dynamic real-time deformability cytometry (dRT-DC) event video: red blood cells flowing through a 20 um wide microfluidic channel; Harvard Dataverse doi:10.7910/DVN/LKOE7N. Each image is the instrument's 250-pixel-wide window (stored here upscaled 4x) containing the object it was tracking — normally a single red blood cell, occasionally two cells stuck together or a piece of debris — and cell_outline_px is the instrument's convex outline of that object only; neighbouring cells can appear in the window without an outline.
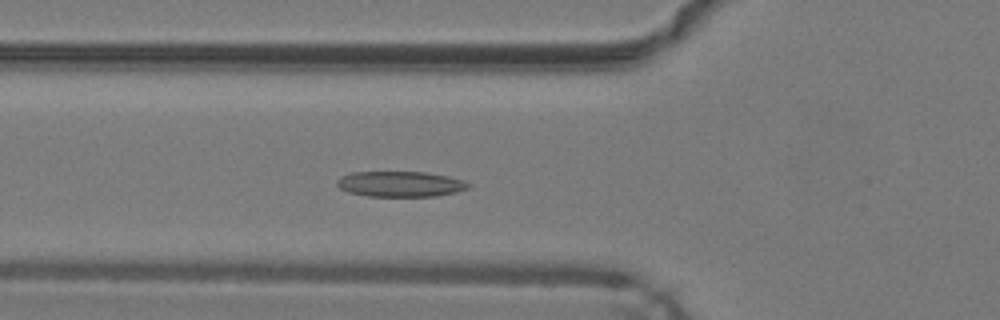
{"species": "common noctule bat (a hibernating species)", "species_latin": "Nyctalus noctula", "temperature_condition": "warm", "stored_images_in_passage": 30, "camera_frame_rate_fps": 3000, "um_per_image_px": 0.085, "animal": {"sex": "male", "body_mass_g": 19.2, "forearm_length_mm": 51.8}, "frame": {"image": 1, "passage_image": 8, "time_ms": 2.333, "image_size_px": [1000, 320], "cell_outline_px": [[472, 184], [468, 188], [456, 192], [436, 196], [368, 196], [348, 192], [340, 188], [336, 184], [336, 180], [340, 176], [348, 172], [424, 172], [448, 176], [464, 180]], "centroid_in_image_um": [34.01, 15.63], "position_along_channel_um": 91.8, "area_um2": 19.65}}
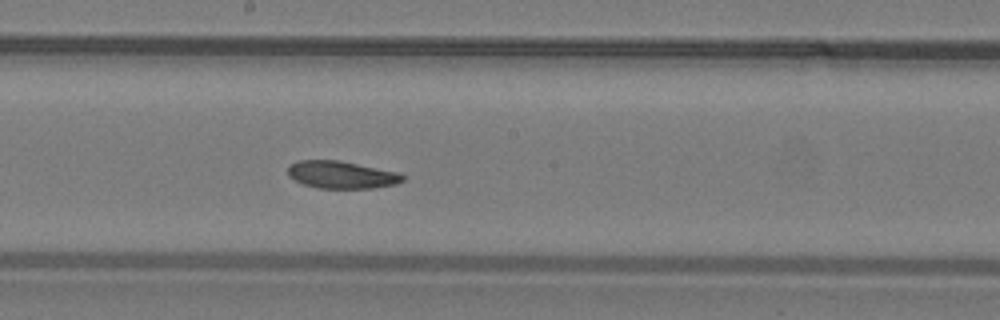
{"frame": {"image": 2, "passage_image": 17, "time_ms": 5.333, "image_size_px": [1000, 320], "cell_outline_px": [[404, 180], [396, 184], [372, 188], [316, 188], [304, 184], [288, 176], [288, 168], [292, 164], [300, 160], [340, 160], [400, 172], [404, 176]], "centroid_in_image_um": [29.06, 14.85], "position_along_channel_um": 219.1, "area_um2": 18.38}}
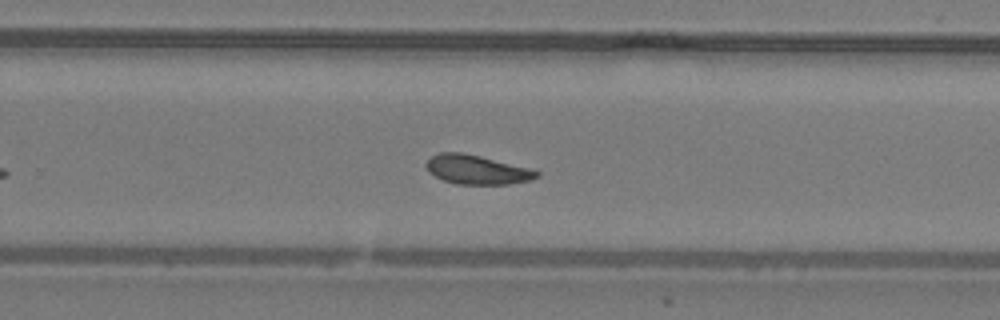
{"frame": {"image": 3, "passage_image": 22, "time_ms": 7.0, "image_size_px": [1000, 320], "cell_outline_px": [[540, 176], [532, 180], [508, 184], [456, 184], [444, 180], [428, 172], [424, 168], [424, 164], [432, 156], [440, 152], [460, 152], [480, 156], [528, 168], [540, 172]], "centroid_in_image_um": [40.51, 14.42], "position_along_channel_um": 289.3, "area_um2": 18.73}, "authors_computed_cell_mechanics": {"area_um2": 19.1029, "velocity_mm_per_s": 4.2349, "shape_relaxation_time_tau1_ms": 10.4276, "shape_relaxation_time_tau2_ms": 2.1504, "deformation_change_tau1": 0.1929, "deformation_change_tau2": 0.0772}}